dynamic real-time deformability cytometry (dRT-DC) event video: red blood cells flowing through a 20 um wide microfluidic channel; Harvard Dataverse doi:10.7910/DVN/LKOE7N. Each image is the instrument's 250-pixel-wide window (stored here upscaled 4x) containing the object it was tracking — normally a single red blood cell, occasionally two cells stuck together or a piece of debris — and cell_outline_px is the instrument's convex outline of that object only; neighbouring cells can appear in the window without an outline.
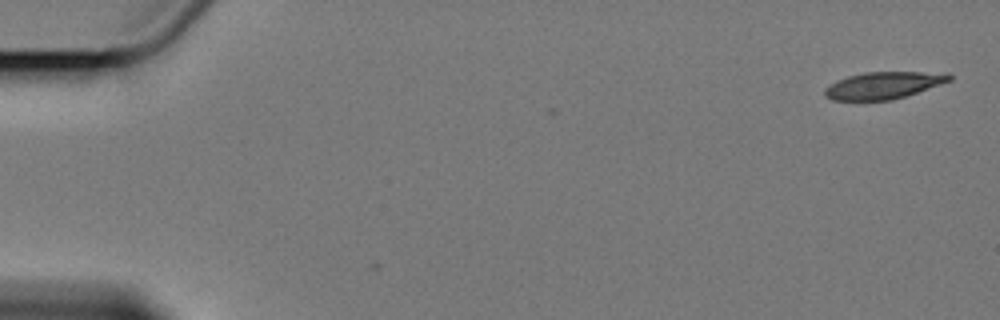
{"species": "Egyptian fruit bat (a non-hibernating species)", "species_latin": "Rousettus aegyptiacus", "temperature_condition": "cold", "stored_images_in_passage": 3, "camera_frame_rate_fps": 3000, "um_per_image_px": 0.085, "animal": {"sex": "female"}, "frame": {"image": 1, "passage_image": 1, "time_ms": 0.0, "image_size_px": [1000, 320], "cell_outline_px": [[952, 80], [892, 100], [832, 100], [824, 96], [824, 88], [836, 80], [848, 76], [864, 72], [920, 72], [952, 76]], "centroid_in_image_um": [74.97, 7.26], "position_along_channel_um": 10.0, "area_um2": 19.19}}